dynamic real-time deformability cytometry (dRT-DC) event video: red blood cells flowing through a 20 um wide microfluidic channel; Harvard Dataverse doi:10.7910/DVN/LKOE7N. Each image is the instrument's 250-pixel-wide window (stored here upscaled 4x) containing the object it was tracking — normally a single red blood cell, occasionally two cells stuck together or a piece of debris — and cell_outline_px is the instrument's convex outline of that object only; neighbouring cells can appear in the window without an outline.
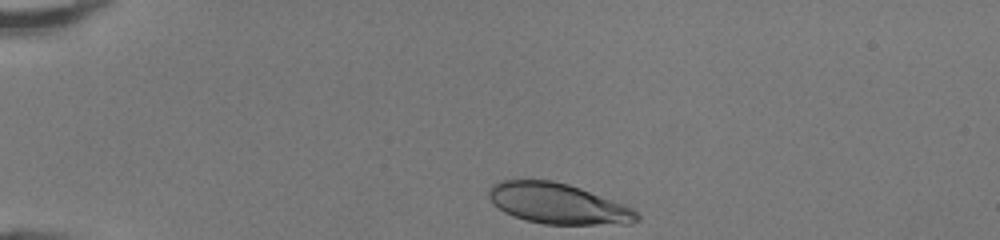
{"species": "human", "species_latin": "Homo sapiens", "temperature_condition": "room temperature", "stored_images_in_passage": 32, "camera_frame_rate_fps": 3000, "um_per_image_px": 0.085, "donor": {"sex": "female"}, "frame": {"image": 1, "passage_image": 1, "time_ms": 0.0, "image_size_px": [1000, 240], "cell_outline_px": [[640, 220], [628, 224], [544, 224], [524, 220], [504, 212], [492, 204], [488, 196], [488, 188], [492, 184], [500, 180], [552, 180], [568, 184], [580, 188], [624, 204], [632, 208], [640, 216]], "centroid_in_image_um": [47.39, 17.31], "position_along_channel_um": 37.6, "area_um2": 35.14}}
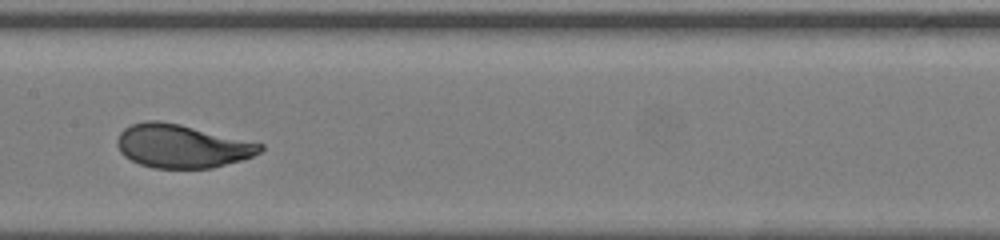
{"frame": {"image": 2, "passage_image": 16, "time_ms": 5.0, "image_size_px": [1000, 240], "cell_outline_px": [[264, 148], [260, 152], [252, 156], [240, 160], [212, 168], [152, 168], [140, 164], [124, 156], [120, 152], [116, 144], [116, 140], [120, 132], [124, 128], [132, 124], [144, 120], [160, 120], [180, 124], [264, 144]], "centroid_in_image_um": [15.42, 12.41], "position_along_channel_um": 192.0, "area_um2": 36.18}}
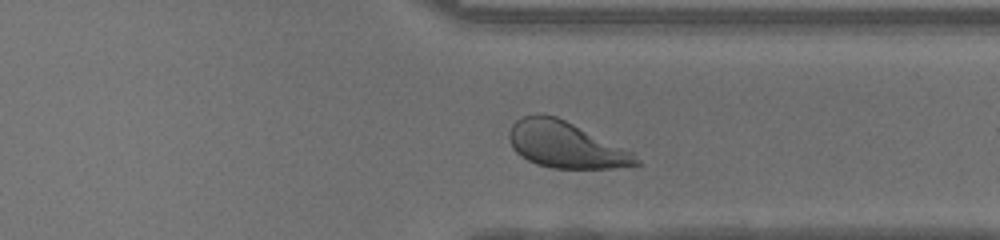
{"frame": {"image": 3, "passage_image": 28, "time_ms": 9.0, "image_size_px": [1000, 240], "cell_outline_px": [[640, 164], [616, 168], [552, 168], [536, 164], [520, 156], [512, 148], [508, 136], [508, 132], [512, 124], [516, 120], [524, 116], [540, 112], [556, 116], [632, 152], [640, 160]], "centroid_in_image_um": [48.02, 12.3], "position_along_channel_um": 363.4, "area_um2": 34.04}, "authors_computed_cell_mechanics": {"area_um2": 35.9516, "velocity_mm_per_s": 4.2799, "shape_relaxation_time_tau1_ms": 2.9138, "shape_relaxation_time_tau2_ms": null, "deformation_change_tau1": 0.1553, "deformation_change_tau2": null}}